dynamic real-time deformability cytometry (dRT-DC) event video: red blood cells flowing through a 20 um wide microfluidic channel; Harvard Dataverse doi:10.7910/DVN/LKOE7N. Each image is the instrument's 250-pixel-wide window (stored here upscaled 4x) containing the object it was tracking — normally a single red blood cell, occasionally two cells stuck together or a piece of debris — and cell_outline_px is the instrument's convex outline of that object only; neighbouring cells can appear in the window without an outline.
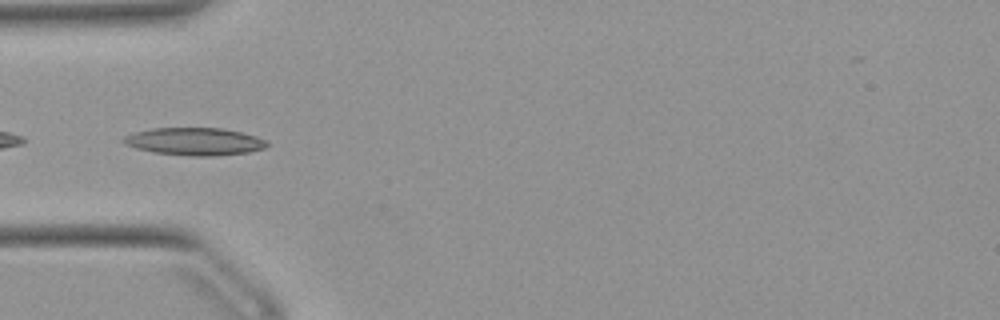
{"species": "Egyptian fruit bat (a non-hibernating species)", "species_latin": "Rousettus aegyptiacus", "temperature_condition": "warm", "stored_images_in_passage": 27, "camera_frame_rate_fps": 3000, "um_per_image_px": 0.085, "animal": {"sex": "female"}, "frame": {"image": 1, "passage_image": 16, "time_ms": 5.0, "image_size_px": [1000, 320], "cell_outline_px": [[268, 144], [264, 148], [248, 152], [216, 156], [192, 156], [152, 152], [136, 148], [120, 140], [124, 136], [136, 132], [152, 128], [220, 128], [240, 132], [256, 136], [268, 140]], "centroid_in_image_um": [16.56, 12.03], "position_along_channel_um": 68.4, "area_um2": 22.95}}